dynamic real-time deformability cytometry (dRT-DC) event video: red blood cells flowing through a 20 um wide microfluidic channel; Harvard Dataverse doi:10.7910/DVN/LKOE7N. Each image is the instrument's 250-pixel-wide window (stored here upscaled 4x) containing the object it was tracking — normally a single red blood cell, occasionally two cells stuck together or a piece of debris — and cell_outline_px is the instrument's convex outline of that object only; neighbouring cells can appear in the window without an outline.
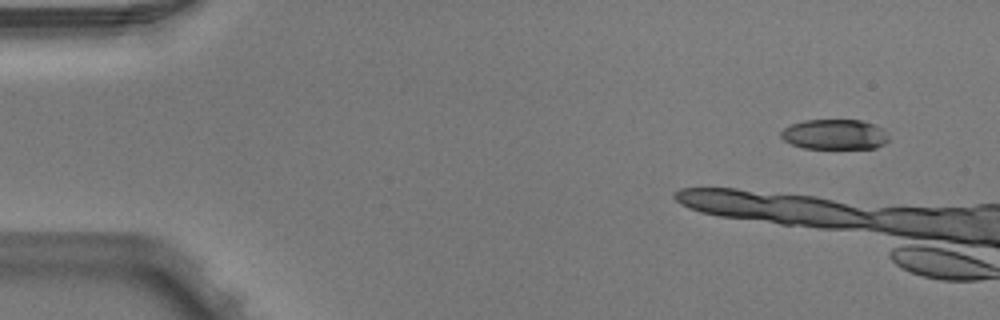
{"species": "Egyptian fruit bat (a non-hibernating species)", "species_latin": "Rousettus aegyptiacus", "temperature_condition": "warm", "stored_images_in_passage": 4, "camera_frame_rate_fps": 3000, "um_per_image_px": 0.085, "animal": {"sex": "male"}, "frame": {"image": 1, "passage_image": 1, "time_ms": 0.0, "image_size_px": [1000, 320], "cell_outline_px": [[888, 140], [884, 144], [876, 148], [804, 148], [792, 144], [784, 140], [780, 136], [780, 132], [784, 128], [792, 124], [804, 120], [860, 120], [872, 124], [880, 128], [888, 136]], "centroid_in_image_um": [70.91, 11.43], "position_along_channel_um": 14.1, "area_um2": 18.73}}